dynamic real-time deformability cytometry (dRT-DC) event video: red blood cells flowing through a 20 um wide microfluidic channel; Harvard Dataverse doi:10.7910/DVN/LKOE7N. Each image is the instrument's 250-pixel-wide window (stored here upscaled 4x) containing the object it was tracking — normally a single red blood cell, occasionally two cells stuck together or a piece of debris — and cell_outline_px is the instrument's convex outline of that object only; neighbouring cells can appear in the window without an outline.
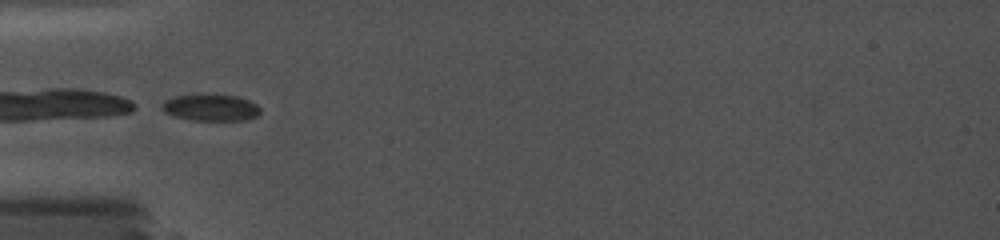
{"species": "common noctule bat (a hibernating species)", "species_latin": "Nyctalus noctula", "temperature_condition": "cold", "stored_images_in_passage": 31, "camera_frame_rate_fps": 5000, "um_per_image_px": 0.085, "animal": {"sex": "female", "body_mass_g": 19.0, "forearm_length_mm": 56.7}, "frame": {"image": 1, "passage_image": 1, "time_ms": 0.0, "image_size_px": [1000, 240], "cell_outline_px": [[260, 112], [256, 116], [248, 120], [192, 120], [176, 116], [164, 112], [160, 108], [160, 104], [164, 100], [176, 96], [196, 92], [212, 92], [236, 96], [248, 100], [256, 104], [260, 108]], "centroid_in_image_um": [17.87, 9.09], "position_along_channel_um": 67.1, "area_um2": 15.95}}
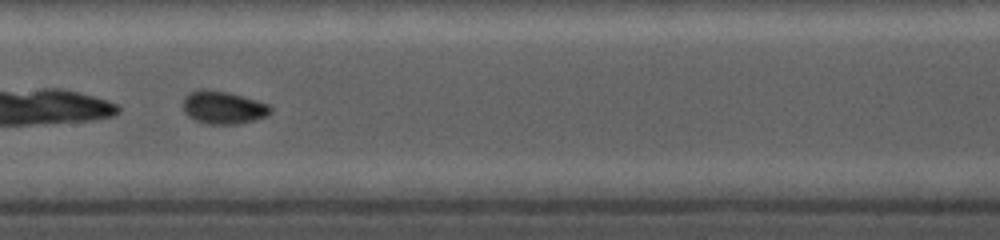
{"frame": {"image": 2, "passage_image": 10, "time_ms": 3.2, "image_size_px": [1000, 240], "cell_outline_px": [[272, 112], [268, 116], [256, 120], [236, 124], [204, 124], [188, 116], [184, 112], [184, 96], [188, 92], [200, 88], [204, 88], [228, 92], [256, 100], [268, 104], [272, 108]], "centroid_in_image_um": [18.97, 9.13], "position_along_channel_um": 188.4, "area_um2": 16.99}}
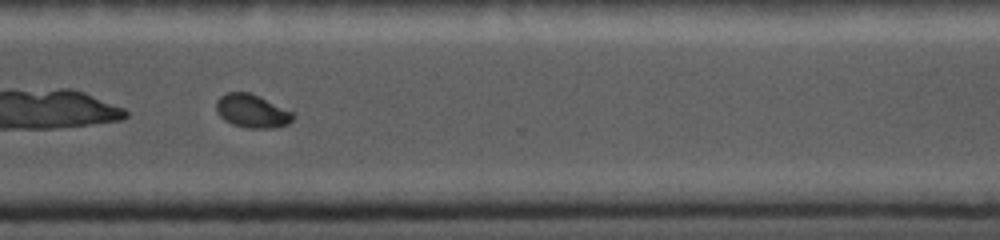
{"frame": {"image": 3, "passage_image": 22, "time_ms": 7.4, "image_size_px": [1000, 240], "cell_outline_px": [[296, 116], [288, 124], [276, 128], [248, 128], [232, 124], [224, 120], [220, 116], [216, 108], [216, 100], [220, 96], [228, 92], [252, 92], [296, 112]], "centroid_in_image_um": [21.48, 9.43], "position_along_channel_um": 349.1, "area_um2": 15.37}}